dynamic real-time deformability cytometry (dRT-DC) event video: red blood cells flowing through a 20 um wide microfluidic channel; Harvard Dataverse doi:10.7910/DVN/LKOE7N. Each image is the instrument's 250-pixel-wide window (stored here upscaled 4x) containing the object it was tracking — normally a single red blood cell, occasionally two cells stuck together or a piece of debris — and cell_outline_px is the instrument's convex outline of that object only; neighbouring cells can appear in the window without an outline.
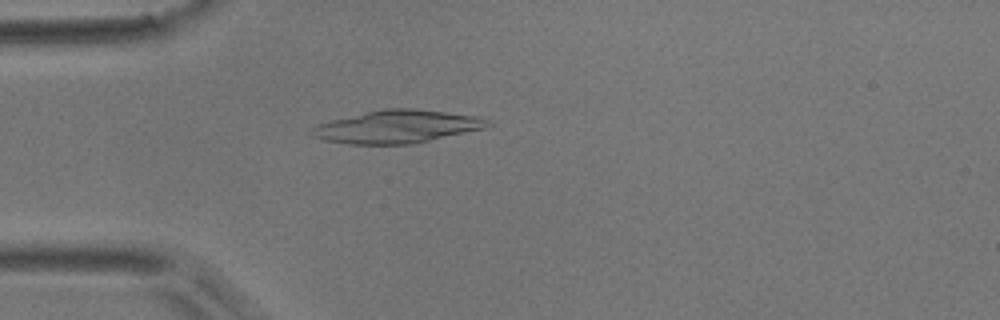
{"species": "common noctule bat (a hibernating species)", "species_latin": "Nyctalus noctula", "temperature_condition": "room temperature", "stored_images_in_passage": 4, "camera_frame_rate_fps": 3000, "um_per_image_px": 0.085, "animal": {"sex": "male", "body_mass_g": 17.9}, "frame": {"image": 1, "passage_image": 4, "time_ms": 3.333, "image_size_px": [1000, 320], "cell_outline_px": [[492, 124], [488, 128], [412, 144], [348, 144], [324, 140], [312, 136], [308, 132], [316, 124], [364, 112], [384, 108], [412, 108], [476, 116], [488, 120]], "centroid_in_image_um": [33.74, 10.77], "position_along_channel_um": 51.3, "area_um2": 33.76}}